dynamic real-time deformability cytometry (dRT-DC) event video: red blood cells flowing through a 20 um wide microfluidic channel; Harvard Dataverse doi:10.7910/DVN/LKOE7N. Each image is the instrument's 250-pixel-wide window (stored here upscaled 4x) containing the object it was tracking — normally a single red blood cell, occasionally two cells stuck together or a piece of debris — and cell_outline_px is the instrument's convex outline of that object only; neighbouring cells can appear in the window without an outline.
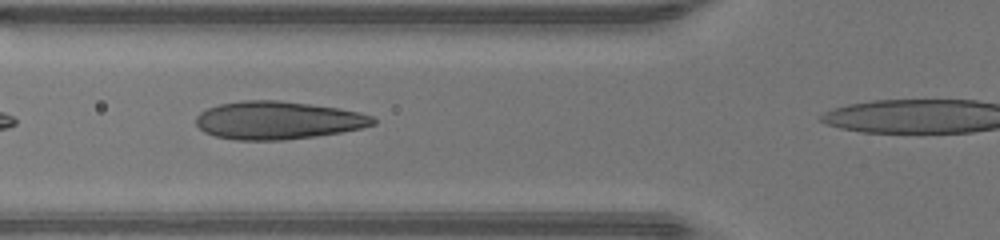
{"species": "human", "species_latin": "Homo sapiens", "temperature_condition": "warm", "stored_images_in_passage": 24, "camera_frame_rate_fps": 3000, "um_per_image_px": 0.085, "donor": {"sex": "male"}, "frame": {"image": 1, "passage_image": 3, "time_ms": 0.667, "image_size_px": [1000, 240], "cell_outline_px": [[376, 124], [360, 128], [340, 132], [316, 136], [284, 140], [236, 140], [216, 136], [204, 132], [196, 124], [196, 116], [200, 112], [208, 108], [220, 104], [244, 100], [280, 100], [340, 108], [360, 112], [372, 116], [376, 120]], "centroid_in_image_um": [23.62, 10.22], "position_along_channel_um": 102.2, "area_um2": 39.19}}
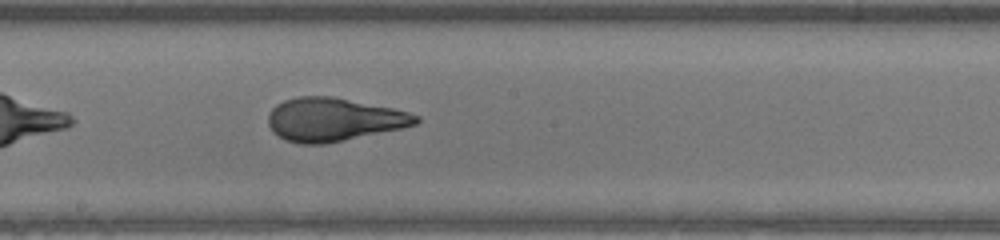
{"frame": {"image": 2, "passage_image": 11, "time_ms": 3.333, "image_size_px": [1000, 240], "cell_outline_px": [[420, 120], [416, 124], [400, 128], [344, 140], [324, 144], [300, 144], [284, 140], [272, 132], [268, 124], [268, 116], [272, 108], [276, 104], [284, 100], [296, 96], [332, 96], [392, 108], [408, 112], [420, 116]], "centroid_in_image_um": [28.31, 10.15], "position_along_channel_um": 219.9, "area_um2": 37.22}}
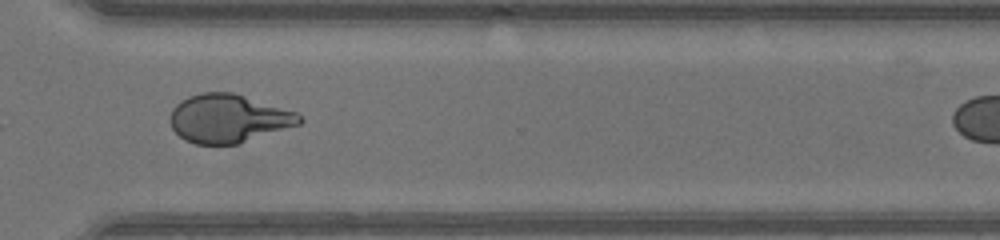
{"frame": {"image": 3, "passage_image": 20, "time_ms": 6.333, "image_size_px": [1000, 240], "cell_outline_px": [[304, 120], [300, 124], [236, 144], [196, 144], [184, 140], [172, 128], [172, 108], [176, 104], [188, 96], [204, 92], [232, 92], [296, 112]], "centroid_in_image_um": [19.41, 10.07], "position_along_channel_um": 351.2, "area_um2": 35.95}}